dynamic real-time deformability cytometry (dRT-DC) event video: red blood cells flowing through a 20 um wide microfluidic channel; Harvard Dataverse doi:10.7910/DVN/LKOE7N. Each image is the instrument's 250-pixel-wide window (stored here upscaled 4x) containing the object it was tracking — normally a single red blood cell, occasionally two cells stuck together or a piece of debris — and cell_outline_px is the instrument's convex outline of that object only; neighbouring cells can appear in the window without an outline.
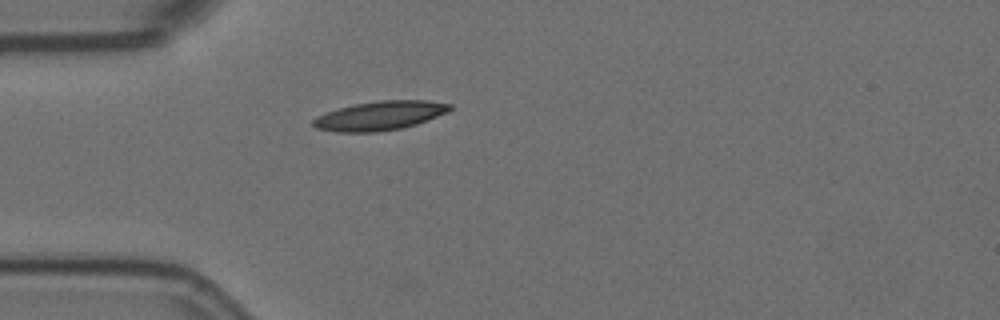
{"species": "Egyptian fruit bat (a non-hibernating species)", "species_latin": "Rousettus aegyptiacus", "temperature_condition": "room temperature", "stored_images_in_passage": 1, "camera_frame_rate_fps": 3000, "um_per_image_px": 0.085, "animal": {"sex": "female"}, "frame": {"image": 1, "passage_image": 1, "time_ms": 0.0, "image_size_px": [1000, 320], "cell_outline_px": [[452, 108], [448, 112], [428, 120], [416, 124], [400, 128], [376, 132], [336, 132], [316, 128], [312, 124], [312, 120], [316, 116], [340, 108], [356, 104], [380, 100], [428, 100], [452, 104]], "centroid_in_image_um": [32.31, 9.83], "position_along_channel_um": 52.7, "area_um2": 23.06}}